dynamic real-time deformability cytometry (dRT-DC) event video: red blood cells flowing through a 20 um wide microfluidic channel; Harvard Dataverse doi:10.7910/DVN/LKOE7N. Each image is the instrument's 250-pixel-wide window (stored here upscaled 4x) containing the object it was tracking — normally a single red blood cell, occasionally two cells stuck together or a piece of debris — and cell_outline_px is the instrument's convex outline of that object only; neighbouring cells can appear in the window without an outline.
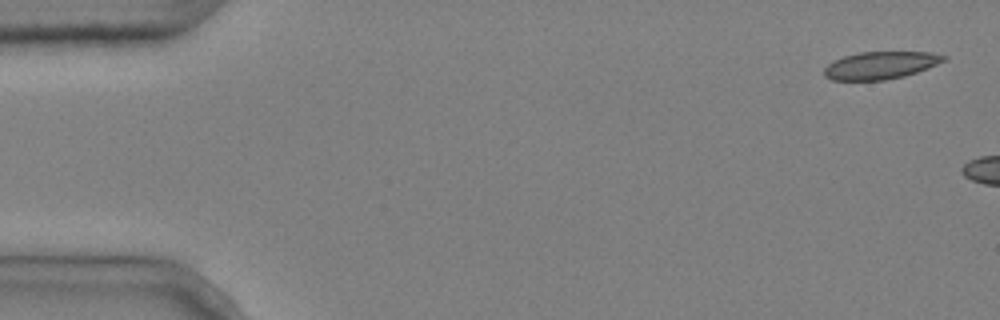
{"species": "common noctule bat (a hibernating species)", "species_latin": "Nyctalus noctula", "temperature_condition": "cold", "stored_images_in_passage": 9, "camera_frame_rate_fps": 3000, "um_per_image_px": 0.085, "animal": {"sex": "male", "body_mass_g": 20.4}, "frame": {"image": 1, "passage_image": 1, "time_ms": 0.0, "image_size_px": [1000, 320], "cell_outline_px": [[948, 56], [944, 60], [936, 64], [916, 72], [904, 76], [884, 80], [832, 80], [824, 76], [824, 68], [832, 60], [844, 56], [860, 52], [932, 52]], "centroid_in_image_um": [74.8, 5.55], "position_along_channel_um": 10.2, "area_um2": 19.07}}